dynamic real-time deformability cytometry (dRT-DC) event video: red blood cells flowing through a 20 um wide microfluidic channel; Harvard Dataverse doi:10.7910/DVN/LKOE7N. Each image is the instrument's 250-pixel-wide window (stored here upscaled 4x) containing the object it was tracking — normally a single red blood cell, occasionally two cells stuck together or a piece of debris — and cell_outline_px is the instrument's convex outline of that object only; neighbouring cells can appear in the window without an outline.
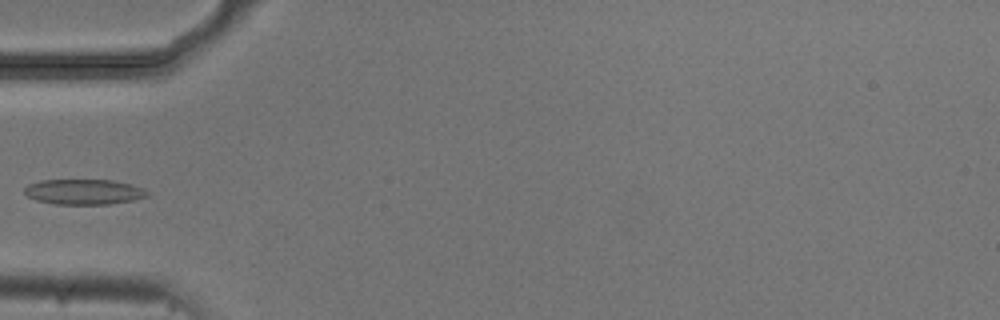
{"species": "common noctule bat (a hibernating species)", "species_latin": "Nyctalus noctula", "temperature_condition": "cold", "stored_images_in_passage": 6, "camera_frame_rate_fps": 3000, "um_per_image_px": 0.085, "animal": {"sex": "male", "body_mass_g": 20.5, "forearm_length_mm": 52.5}, "frame": {"image": 1, "passage_image": 5, "time_ms": 1.333, "image_size_px": [1000, 320], "cell_outline_px": [[148, 196], [132, 200], [108, 204], [56, 204], [36, 200], [28, 196], [24, 192], [24, 188], [28, 184], [40, 180], [112, 180], [144, 188], [148, 192]], "centroid_in_image_um": [7.1, 16.3], "position_along_channel_um": 77.9, "area_um2": 17.98}}
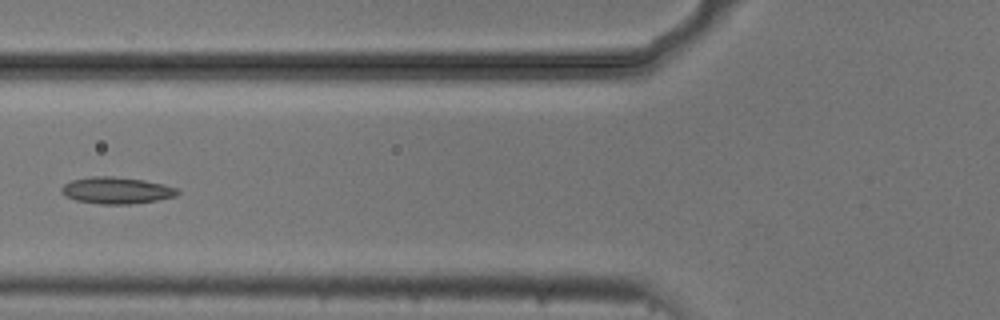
{"frame": {"image": 2, "passage_image": 6, "time_ms": 1.667, "image_size_px": [1000, 320], "cell_outline_px": [[180, 192], [176, 196], [156, 200], [128, 204], [100, 204], [76, 200], [60, 192], [60, 188], [64, 184], [72, 180], [92, 176], [112, 176], [144, 180], [164, 184], [176, 188]], "centroid_in_image_um": [9.9, 16.18], "position_along_channel_um": 115.9, "area_um2": 17.92}}